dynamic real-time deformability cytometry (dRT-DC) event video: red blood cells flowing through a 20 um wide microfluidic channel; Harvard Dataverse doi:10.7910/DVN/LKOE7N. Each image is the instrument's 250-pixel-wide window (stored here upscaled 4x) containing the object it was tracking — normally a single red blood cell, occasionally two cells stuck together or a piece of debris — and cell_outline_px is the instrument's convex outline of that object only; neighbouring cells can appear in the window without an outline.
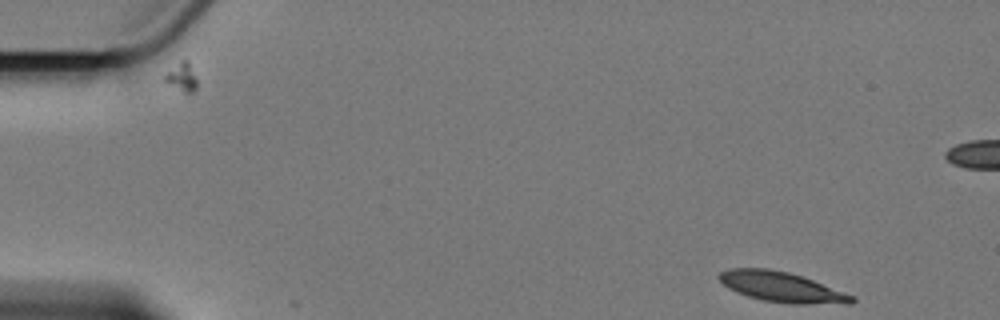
{"species": "Egyptian fruit bat (a non-hibernating species)", "species_latin": "Rousettus aegyptiacus", "temperature_condition": "cold", "stored_images_in_passage": 7, "camera_frame_rate_fps": 3000, "um_per_image_px": 0.085, "animal": {"sex": "female"}, "frame": {"image": 1, "passage_image": 1, "time_ms": 0.0, "image_size_px": [1000, 320], "cell_outline_px": [[856, 300], [852, 304], [788, 304], [764, 300], [748, 296], [736, 292], [728, 288], [716, 276], [720, 272], [728, 268], [768, 268], [788, 272], [812, 280], [856, 296]], "centroid_in_image_um": [66.46, 24.4], "position_along_channel_um": 18.5, "area_um2": 23.41}}
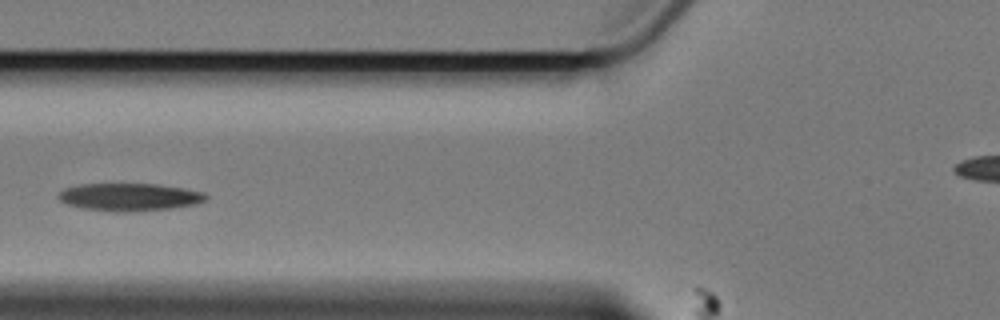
{"frame": {"image": 2, "passage_image": 6, "time_ms": 6.0, "image_size_px": [1000, 320], "cell_outline_px": [[208, 196], [204, 200], [196, 204], [172, 208], [136, 212], [116, 212], [84, 208], [68, 204], [60, 200], [56, 196], [64, 188], [80, 184], [156, 184], [184, 188], [204, 192]], "centroid_in_image_um": [11.01, 16.75], "position_along_channel_um": 114.8, "area_um2": 23.81}}